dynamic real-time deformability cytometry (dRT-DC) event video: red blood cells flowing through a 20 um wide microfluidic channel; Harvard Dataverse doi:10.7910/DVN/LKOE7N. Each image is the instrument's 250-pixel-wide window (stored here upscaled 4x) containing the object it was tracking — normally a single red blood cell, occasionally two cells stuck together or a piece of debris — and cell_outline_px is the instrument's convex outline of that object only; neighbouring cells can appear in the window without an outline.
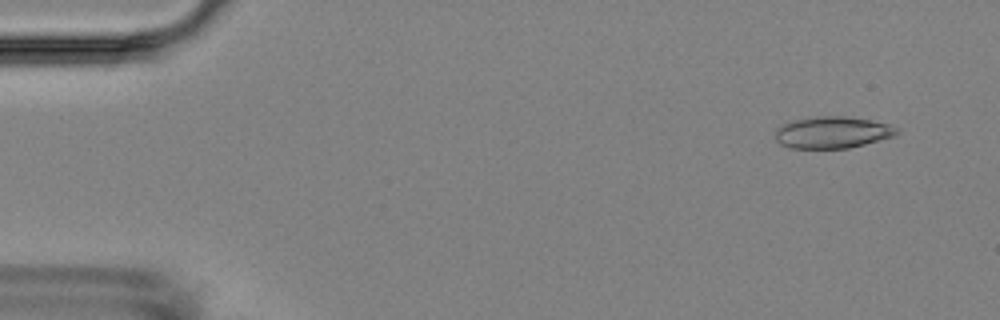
{"species": "Egyptian fruit bat (a non-hibernating species)", "species_latin": "Rousettus aegyptiacus", "temperature_condition": "room temperature", "stored_images_in_passage": 9, "camera_frame_rate_fps": 3000, "um_per_image_px": 0.085, "animal": {"sex": "female"}, "frame": {"image": 1, "passage_image": 2, "time_ms": 1.0, "image_size_px": [1000, 320], "cell_outline_px": [[900, 132], [896, 136], [848, 148], [788, 148], [780, 144], [776, 140], [776, 128], [780, 124], [796, 120], [816, 116], [844, 116], [868, 120], [888, 124], [900, 128]], "centroid_in_image_um": [70.76, 11.26], "position_along_channel_um": 14.2, "area_um2": 22.54}}
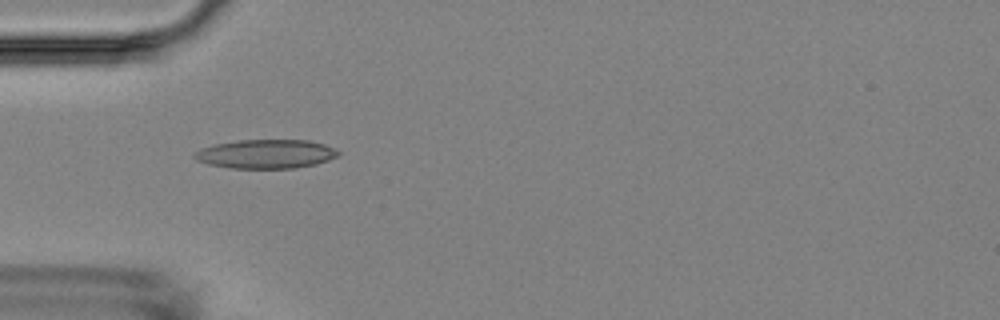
{"frame": {"image": 2, "passage_image": 6, "time_ms": 5.333, "image_size_px": [1000, 320], "cell_outline_px": [[340, 156], [316, 164], [296, 168], [228, 168], [208, 164], [196, 160], [192, 156], [192, 152], [200, 148], [216, 144], [236, 140], [308, 140], [324, 144], [340, 152]], "centroid_in_image_um": [22.57, 13.09], "position_along_channel_um": 62.4, "area_um2": 24.45}}
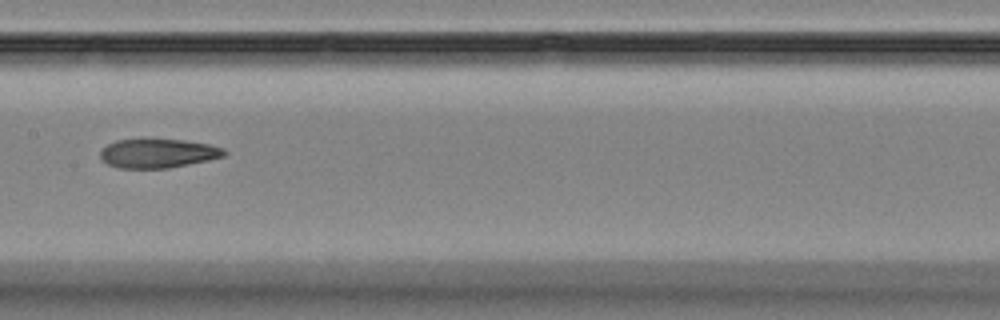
{"frame": {"image": 3, "passage_image": 9, "time_ms": 9.0, "image_size_px": [1000, 320], "cell_outline_px": [[228, 152], [224, 156], [208, 160], [168, 168], [120, 168], [108, 164], [100, 156], [100, 152], [108, 144], [116, 140], [140, 136], [148, 136], [184, 140], [208, 144], [224, 148]], "centroid_in_image_um": [13.41, 12.97], "position_along_channel_um": 194.0, "area_um2": 21.73}}